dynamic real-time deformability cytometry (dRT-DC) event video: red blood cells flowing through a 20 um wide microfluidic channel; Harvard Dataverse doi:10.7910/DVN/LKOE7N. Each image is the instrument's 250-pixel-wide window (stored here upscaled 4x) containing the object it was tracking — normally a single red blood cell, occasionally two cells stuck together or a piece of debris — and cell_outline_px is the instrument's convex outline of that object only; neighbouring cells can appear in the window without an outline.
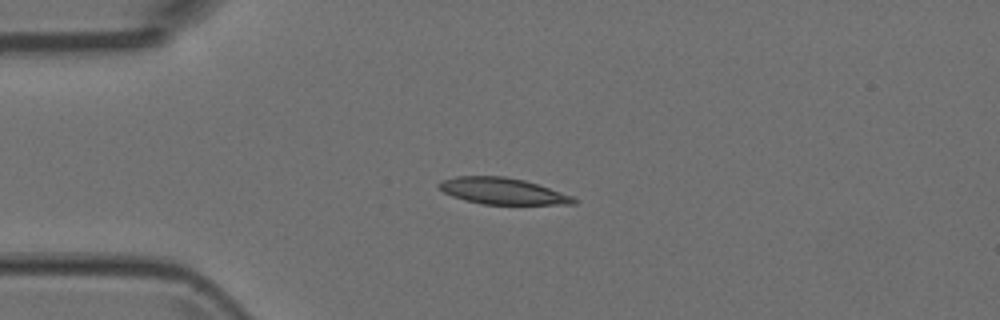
{"species": "Egyptian fruit bat (a non-hibernating species)", "species_latin": "Rousettus aegyptiacus", "temperature_condition": "room temperature", "stored_images_in_passage": 5, "camera_frame_rate_fps": 3000, "um_per_image_px": 0.085, "animal": {"sex": "female"}, "frame": {"image": 1, "passage_image": 3, "time_ms": 0.667, "image_size_px": [1000, 320], "cell_outline_px": [[576, 204], [484, 204], [464, 200], [452, 196], [444, 192], [436, 184], [440, 180], [456, 176], [504, 176], [524, 180], [572, 196], [576, 200]], "centroid_in_image_um": [42.65, 16.23], "position_along_channel_um": 42.4, "area_um2": 20.52}}
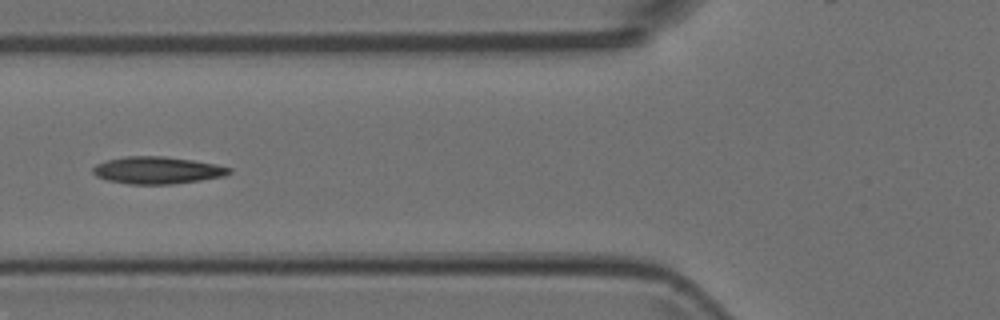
{"frame": {"image": 2, "passage_image": 5, "time_ms": 1.333, "image_size_px": [1000, 320], "cell_outline_px": [[232, 172], [224, 176], [200, 180], [172, 184], [128, 184], [108, 180], [96, 176], [92, 172], [92, 168], [96, 164], [108, 160], [124, 156], [164, 156], [192, 160], [216, 164], [232, 168]], "centroid_in_image_um": [13.37, 14.47], "position_along_channel_um": 112.4, "area_um2": 21.56}}